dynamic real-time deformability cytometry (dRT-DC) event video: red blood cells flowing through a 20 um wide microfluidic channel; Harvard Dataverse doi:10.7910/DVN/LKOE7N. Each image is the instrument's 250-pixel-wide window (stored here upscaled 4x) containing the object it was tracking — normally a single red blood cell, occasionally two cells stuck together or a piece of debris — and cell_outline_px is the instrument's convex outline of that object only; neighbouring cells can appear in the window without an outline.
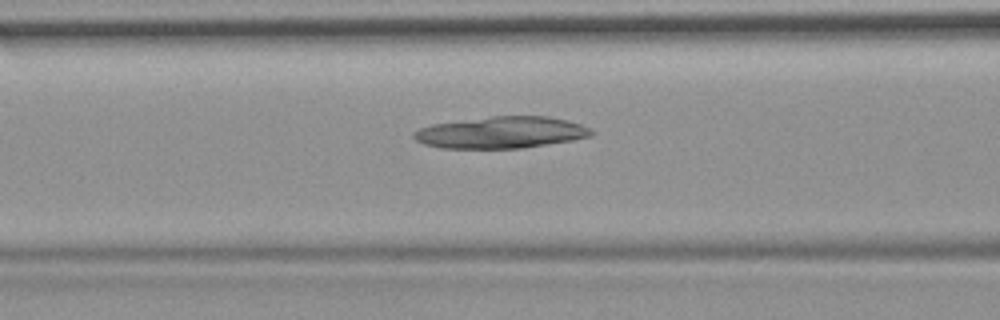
{"species": "common noctule bat (a hibernating species)", "species_latin": "Nyctalus noctula", "temperature_condition": "room temperature", "stored_images_in_passage": 54, "camera_frame_rate_fps": 3000, "um_per_image_px": 0.085, "animal": {"sex": "female", "body_mass_g": 19.9}, "frame": {"image": 1, "passage_image": 22, "time_ms": 7.0, "image_size_px": [1000, 320], "cell_outline_px": [[592, 136], [572, 140], [520, 148], [440, 148], [424, 144], [416, 140], [412, 136], [420, 128], [432, 124], [492, 116], [548, 116], [568, 120], [592, 128]], "centroid_in_image_um": [42.62, 11.25], "position_along_channel_um": 124.0, "area_um2": 32.6}}
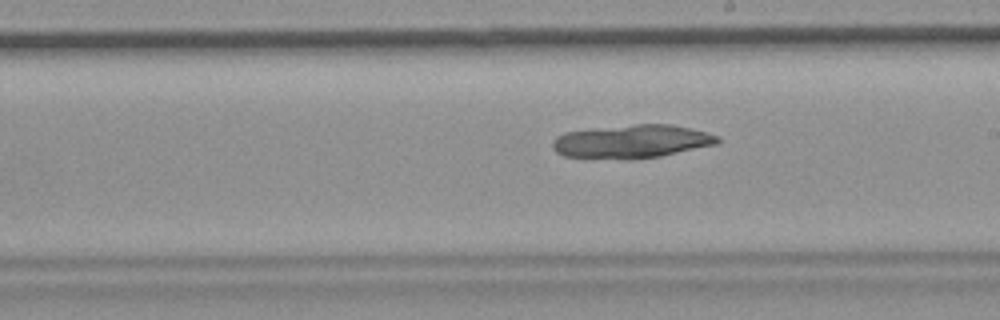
{"frame": {"image": 2, "passage_image": 31, "time_ms": 10.0, "image_size_px": [1000, 320], "cell_outline_px": [[720, 140], [716, 144], [660, 156], [632, 160], [624, 160], [564, 156], [556, 152], [552, 148], [552, 140], [556, 136], [564, 132], [592, 128], [636, 124], [672, 124], [708, 132], [720, 136]], "centroid_in_image_um": [53.67, 12.03], "position_along_channel_um": 235.3, "area_um2": 32.48}}
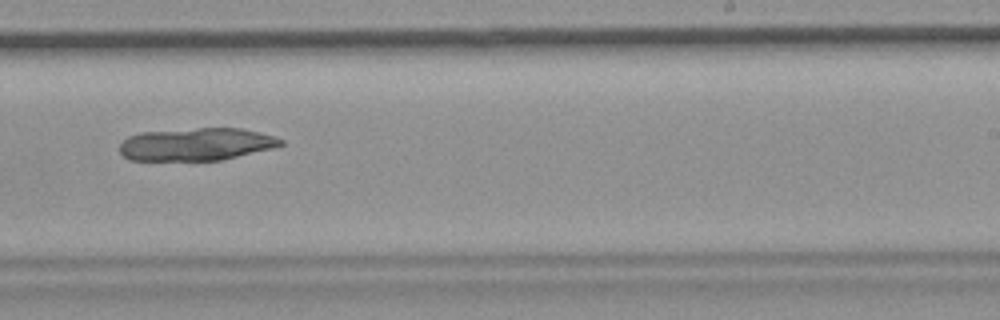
{"frame": {"image": 3, "passage_image": 34, "time_ms": 11.0, "image_size_px": [1000, 320], "cell_outline_px": [[284, 144], [272, 148], [220, 160], [128, 160], [120, 152], [120, 144], [128, 136], [140, 132], [196, 128], [240, 128], [260, 132], [284, 140]], "centroid_in_image_um": [16.66, 12.25], "position_along_channel_um": 272.3, "area_um2": 30.52}}